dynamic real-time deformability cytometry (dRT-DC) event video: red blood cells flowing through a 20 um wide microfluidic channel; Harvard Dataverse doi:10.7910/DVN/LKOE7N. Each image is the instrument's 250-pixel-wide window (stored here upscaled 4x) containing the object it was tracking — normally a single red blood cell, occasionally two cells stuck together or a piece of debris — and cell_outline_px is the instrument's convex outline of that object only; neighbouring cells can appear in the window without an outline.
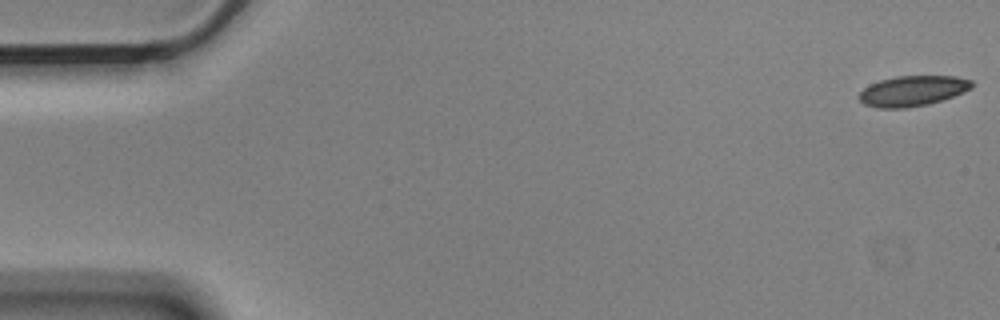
{"species": "Egyptian fruit bat (a non-hibernating species)", "species_latin": "Rousettus aegyptiacus", "temperature_condition": "cold", "stored_images_in_passage": 56, "camera_frame_rate_fps": 3000, "um_per_image_px": 0.085, "animal": {"sex": "male"}, "frame": {"image": 1, "passage_image": 1, "time_ms": 0.0, "image_size_px": [1000, 320], "cell_outline_px": [[972, 88], [964, 92], [928, 104], [904, 108], [876, 108], [864, 104], [860, 100], [860, 92], [864, 88], [880, 80], [896, 76], [956, 76], [972, 80]], "centroid_in_image_um": [77.58, 7.72], "position_along_channel_um": 7.4, "area_um2": 19.77}}
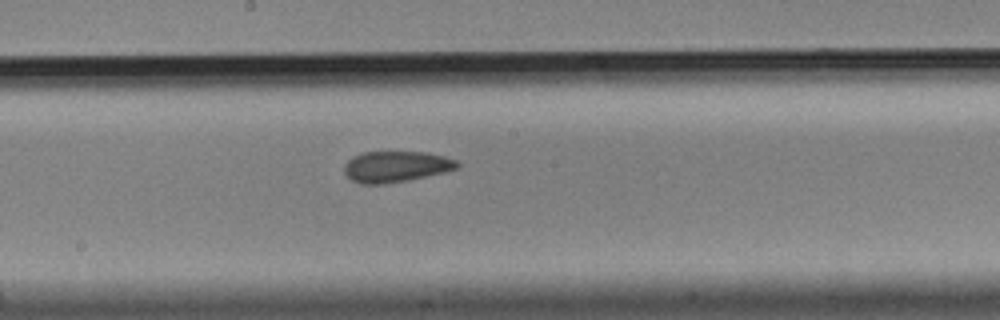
{"frame": {"image": 2, "passage_image": 30, "time_ms": 9.667, "image_size_px": [1000, 320], "cell_outline_px": [[460, 164], [456, 168], [444, 172], [408, 180], [384, 184], [360, 184], [352, 180], [344, 172], [344, 164], [352, 156], [364, 152], [424, 152], [444, 156], [456, 160]], "centroid_in_image_um": [33.62, 14.16], "position_along_channel_um": 214.6, "area_um2": 20.35}}
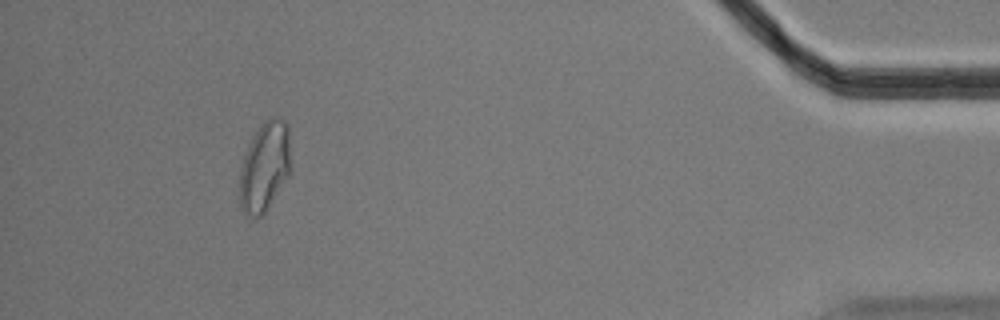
{"frame": {"image": 3, "passage_image": 52, "time_ms": 17.0, "image_size_px": [1000, 320], "cell_outline_px": [[292, 168], [288, 176], [264, 216], [244, 216], [240, 208], [240, 168], [248, 144], [252, 136], [264, 120], [272, 116], [284, 120], [288, 124]], "centroid_in_image_um": [22.51, 14.18], "position_along_channel_um": 412.7, "area_um2": 27.34}, "authors_computed_cell_mechanics": {"area_um2": 20.7502, "velocity_mm_per_s": 3.5543, "shape_relaxation_time_tau1_ms": 7.1552, "shape_relaxation_time_tau2_ms": 2.4381, "deformation_change_tau1": 0.1298, "deformation_change_tau2": 0.0858}}